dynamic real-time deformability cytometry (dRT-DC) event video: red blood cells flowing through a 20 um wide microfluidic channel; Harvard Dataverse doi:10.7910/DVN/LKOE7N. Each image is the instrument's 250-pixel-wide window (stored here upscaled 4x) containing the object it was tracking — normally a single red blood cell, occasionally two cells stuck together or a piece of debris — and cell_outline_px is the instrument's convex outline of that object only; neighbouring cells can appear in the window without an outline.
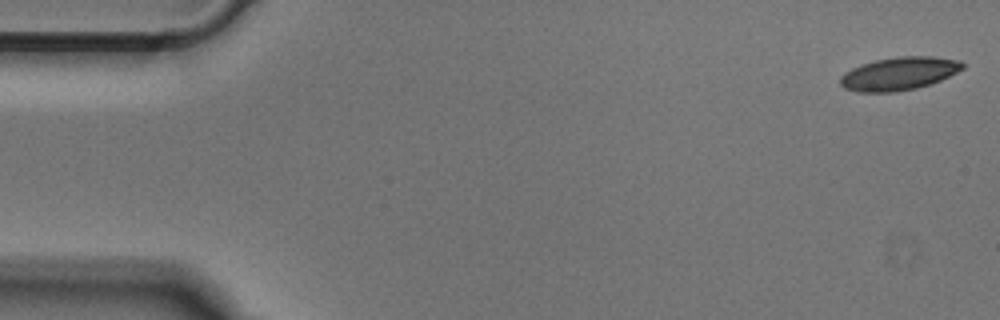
{"species": "Egyptian fruit bat (a non-hibernating species)", "species_latin": "Rousettus aegyptiacus", "temperature_condition": "cold", "stored_images_in_passage": 8, "camera_frame_rate_fps": 3000, "um_per_image_px": 0.085, "animal": {"sex": "male"}, "frame": {"image": 1, "passage_image": 1, "time_ms": 0.0, "image_size_px": [1000, 320], "cell_outline_px": [[964, 68], [940, 80], [916, 88], [896, 92], [856, 92], [844, 88], [840, 84], [840, 76], [844, 72], [860, 64], [876, 60], [900, 56], [932, 56], [960, 60], [964, 64]], "centroid_in_image_um": [76.38, 6.25], "position_along_channel_um": 8.6, "area_um2": 23.58}}